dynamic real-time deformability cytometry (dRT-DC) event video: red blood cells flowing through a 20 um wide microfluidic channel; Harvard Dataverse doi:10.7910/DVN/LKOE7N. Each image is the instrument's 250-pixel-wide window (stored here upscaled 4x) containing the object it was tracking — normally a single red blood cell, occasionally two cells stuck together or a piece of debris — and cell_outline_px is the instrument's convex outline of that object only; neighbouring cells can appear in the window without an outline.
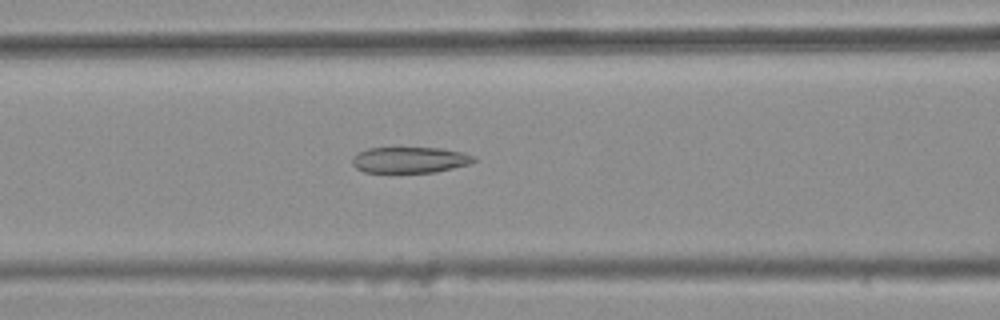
{"species": "common noctule bat (a hibernating species)", "species_latin": "Nyctalus noctula", "temperature_condition": "warm", "stored_images_in_passage": 41, "camera_frame_rate_fps": 3000, "um_per_image_px": 0.085, "animal": {"sex": "female", "body_mass_g": 25.1}, "frame": {"image": 1, "passage_image": 21, "time_ms": 6.667, "image_size_px": [1000, 320], "cell_outline_px": [[476, 160], [468, 164], [436, 172], [364, 172], [356, 168], [352, 164], [352, 156], [356, 152], [368, 148], [392, 144], [440, 148], [464, 152], [476, 156]], "centroid_in_image_um": [34.77, 13.52], "position_along_channel_um": 131.8, "area_um2": 19.54}}
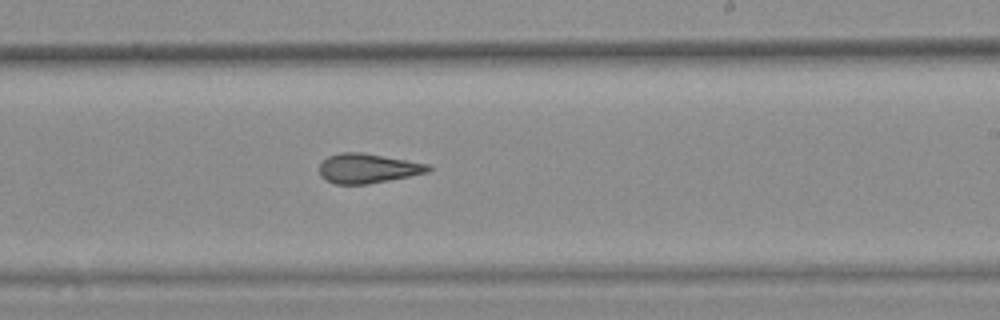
{"frame": {"image": 2, "passage_image": 31, "time_ms": 10.0, "image_size_px": [1000, 320], "cell_outline_px": [[432, 168], [428, 172], [368, 184], [336, 184], [320, 176], [320, 164], [328, 156], [340, 152], [360, 152], [428, 164]], "centroid_in_image_um": [31.23, 14.31], "position_along_channel_um": 257.8, "area_um2": 18.44}}
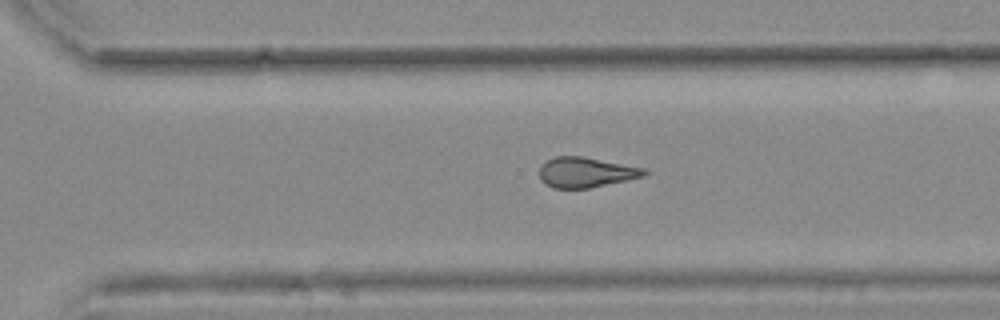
{"frame": {"image": 3, "passage_image": 36, "time_ms": 11.667, "image_size_px": [1000, 320], "cell_outline_px": [[648, 172], [644, 176], [588, 188], [552, 188], [544, 184], [540, 180], [540, 164], [544, 160], [556, 156], [584, 156], [644, 168]], "centroid_in_image_um": [49.73, 14.63], "position_along_channel_um": 320.9, "area_um2": 18.5}, "authors_computed_cell_mechanics": {"area_um2": 21.097, "velocity_mm_per_s": 3.7903, "shape_relaxation_time_tau1_ms": null, "shape_relaxation_time_tau2_ms": 3.44, "deformation_change_tau1": null, "deformation_change_tau2": 0.1439}}